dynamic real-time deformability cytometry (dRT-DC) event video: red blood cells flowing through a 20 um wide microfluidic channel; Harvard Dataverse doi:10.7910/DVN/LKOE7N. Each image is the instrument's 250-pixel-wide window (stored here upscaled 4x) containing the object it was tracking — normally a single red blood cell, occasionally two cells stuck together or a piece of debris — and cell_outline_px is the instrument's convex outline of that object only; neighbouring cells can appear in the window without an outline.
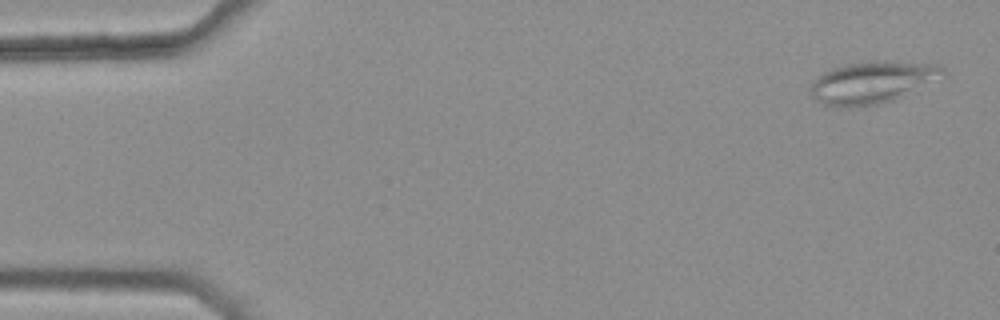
{"species": "common noctule bat (a hibernating species)", "species_latin": "Nyctalus noctula", "temperature_condition": "warm", "stored_images_in_passage": 4, "camera_frame_rate_fps": 3000, "um_per_image_px": 0.085, "animal": {"sex": "female", "body_mass_g": 25.1}, "frame": {"image": 1, "passage_image": 1, "time_ms": 0.0, "image_size_px": [1000, 320], "cell_outline_px": [[948, 76], [892, 100], [876, 104], [856, 108], [836, 108], [824, 104], [816, 100], [812, 96], [808, 88], [812, 80], [816, 76], [832, 68], [848, 64], [868, 60], [884, 60], [940, 64], [944, 68]], "centroid_in_image_um": [74.15, 6.99], "position_along_channel_um": 10.8, "area_um2": 33.29}}